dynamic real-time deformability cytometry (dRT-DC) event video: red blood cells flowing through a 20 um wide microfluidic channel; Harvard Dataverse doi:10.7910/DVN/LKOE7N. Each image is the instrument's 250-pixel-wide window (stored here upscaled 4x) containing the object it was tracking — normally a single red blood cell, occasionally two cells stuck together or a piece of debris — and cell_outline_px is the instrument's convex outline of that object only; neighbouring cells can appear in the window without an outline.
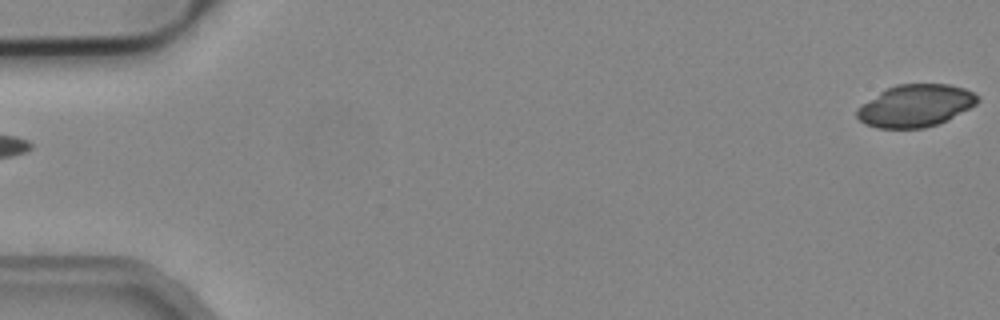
{"species": "common noctule bat (a hibernating species)", "species_latin": "Nyctalus noctula", "temperature_condition": "cold", "stored_images_in_passage": 5, "camera_frame_rate_fps": 3000, "um_per_image_px": 0.085, "animal": {"sex": "male", "body_mass_g": 19.2, "forearm_length_mm": 51.8}, "frame": {"image": 1, "passage_image": 5, "time_ms": 1.333, "image_size_px": [1000, 320], "cell_outline_px": [[980, 100], [976, 104], [948, 120], [924, 128], [876, 128], [864, 124], [856, 116], [856, 108], [860, 104], [880, 92], [896, 84], [948, 84], [964, 88], [980, 96]], "centroid_in_image_um": [77.8, 8.99], "position_along_channel_um": 7.2, "area_um2": 29.82}}